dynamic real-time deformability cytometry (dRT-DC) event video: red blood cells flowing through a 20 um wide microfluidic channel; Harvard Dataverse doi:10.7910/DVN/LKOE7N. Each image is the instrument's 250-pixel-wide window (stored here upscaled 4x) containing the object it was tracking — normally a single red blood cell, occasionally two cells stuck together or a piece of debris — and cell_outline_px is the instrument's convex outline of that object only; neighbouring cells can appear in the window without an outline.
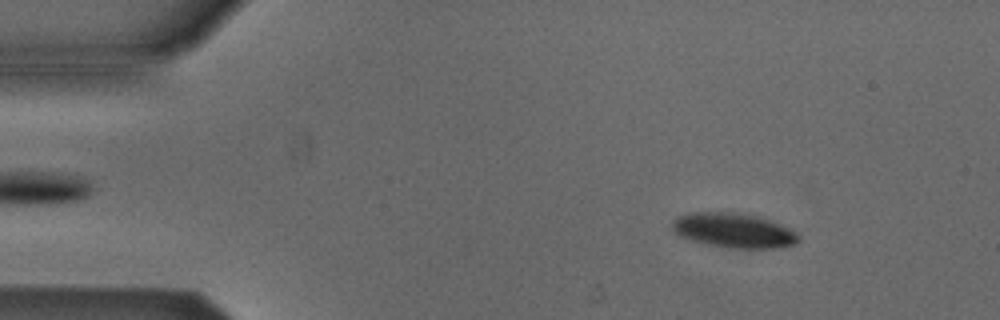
{"species": "Egyptian fruit bat (a non-hibernating species)", "species_latin": "Rousettus aegyptiacus", "temperature_condition": "cold", "stored_images_in_passage": 5, "camera_frame_rate_fps": 3000, "um_per_image_px": 0.085, "animal": {"sex": "male"}, "frame": {"image": 1, "passage_image": 1, "time_ms": 0.0, "image_size_px": [1000, 320], "cell_outline_px": [[800, 240], [796, 244], [780, 248], [728, 248], [708, 244], [692, 240], [680, 236], [672, 232], [672, 220], [676, 216], [688, 212], [736, 212], [756, 216], [768, 220], [788, 228], [796, 232], [800, 236]], "centroid_in_image_um": [62.33, 19.58], "position_along_channel_um": 22.7, "area_um2": 25.66}}
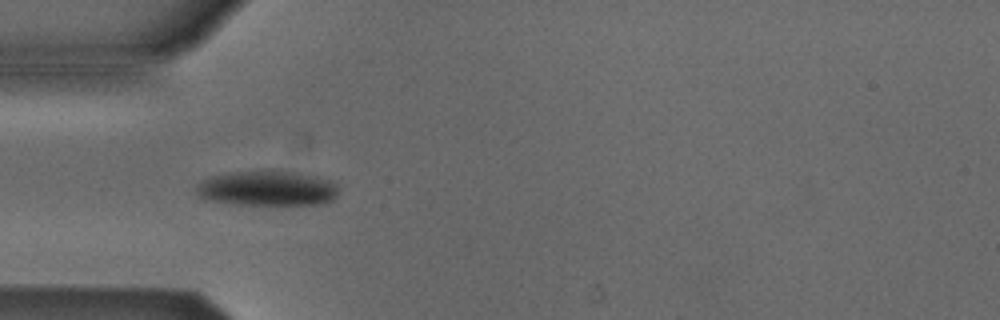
{"frame": {"image": 2, "passage_image": 3, "time_ms": 3.0, "image_size_px": [1000, 320], "cell_outline_px": [[336, 196], [332, 200], [324, 204], [236, 204], [204, 200], [196, 192], [196, 184], [212, 176], [232, 172], [296, 172], [316, 176], [328, 180], [336, 184]], "centroid_in_image_um": [22.69, 16.03], "position_along_channel_um": 62.3, "area_um2": 28.55}}
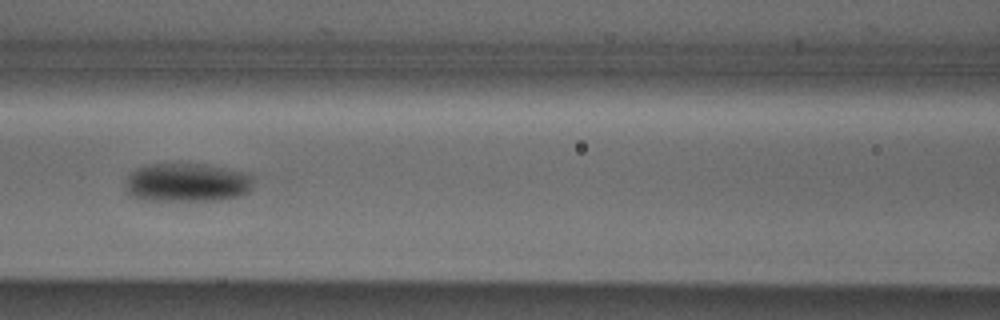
{"frame": {"image": 3, "passage_image": 5, "time_ms": 5.333, "image_size_px": [1000, 320], "cell_outline_px": [[252, 188], [248, 192], [240, 196], [216, 200], [144, 200], [132, 196], [124, 192], [124, 184], [128, 176], [136, 168], [152, 164], [208, 164], [252, 172]], "centroid_in_image_um": [15.92, 15.5], "position_along_channel_um": 150.7, "area_um2": 29.36}}